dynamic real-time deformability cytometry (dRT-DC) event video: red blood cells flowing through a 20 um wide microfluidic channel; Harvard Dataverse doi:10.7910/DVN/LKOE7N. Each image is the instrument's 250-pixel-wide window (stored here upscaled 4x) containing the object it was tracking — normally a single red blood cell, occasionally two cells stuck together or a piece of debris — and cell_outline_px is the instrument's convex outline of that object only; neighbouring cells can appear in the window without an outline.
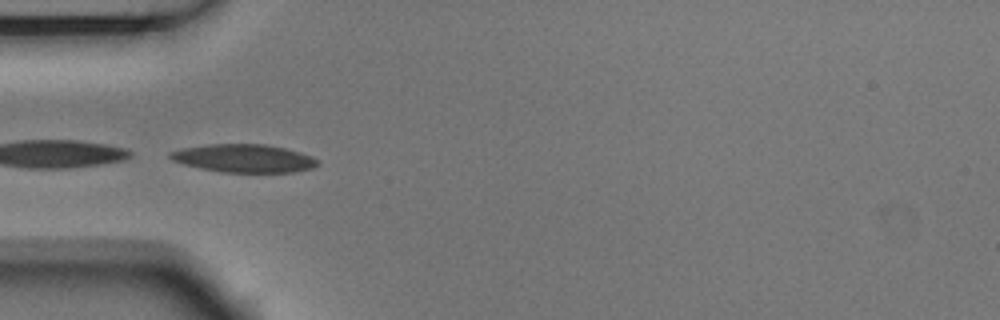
{"species": "Egyptian fruit bat (a non-hibernating species)", "species_latin": "Rousettus aegyptiacus", "temperature_condition": "room temperature", "stored_images_in_passage": 9, "camera_frame_rate_fps": 3000, "um_per_image_px": 0.085, "animal": {"sex": "male"}, "frame": {"image": 1, "passage_image": 4, "time_ms": 1.0, "image_size_px": [1000, 320], "cell_outline_px": [[320, 164], [312, 168], [292, 172], [220, 172], [200, 168], [184, 164], [172, 160], [168, 156], [168, 152], [180, 148], [208, 144], [264, 144], [284, 148], [300, 152], [312, 156], [320, 160]], "centroid_in_image_um": [20.72, 13.45], "position_along_channel_um": 64.3, "area_um2": 24.28}}
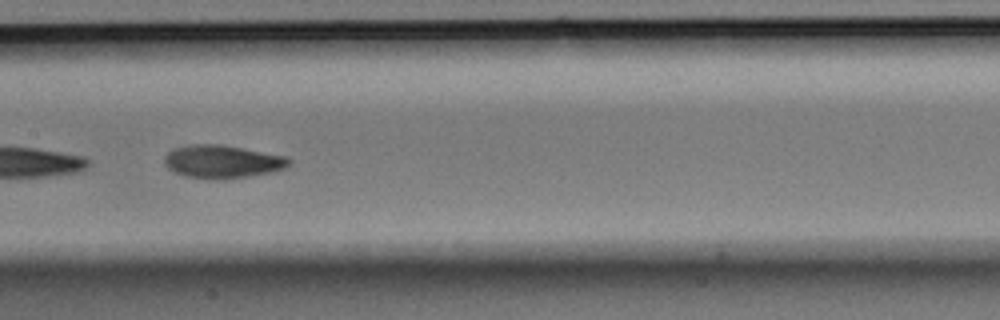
{"frame": {"image": 2, "passage_image": 7, "time_ms": 2.0, "image_size_px": [1000, 320], "cell_outline_px": [[292, 160], [288, 168], [272, 172], [224, 180], [216, 180], [184, 176], [172, 172], [164, 164], [164, 156], [172, 148], [192, 144], [220, 144], [244, 148], [288, 156]], "centroid_in_image_um": [18.91, 13.74], "position_along_channel_um": 188.5, "area_um2": 24.57}}
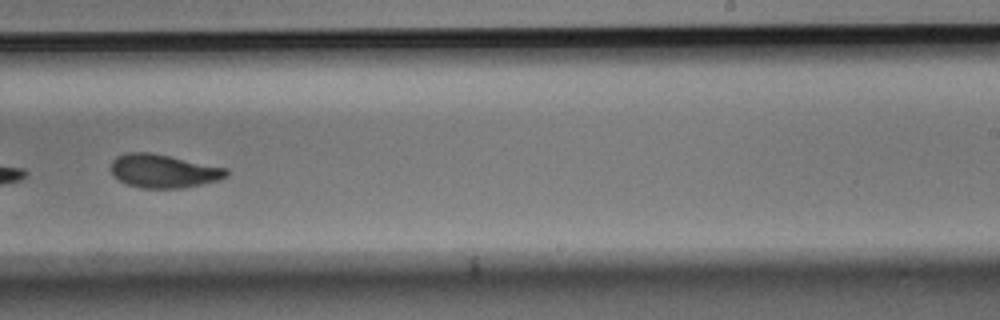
{"frame": {"image": 3, "passage_image": 9, "time_ms": 2.667, "image_size_px": [1000, 320], "cell_outline_px": [[228, 176], [220, 180], [184, 188], [140, 188], [128, 184], [112, 176], [112, 160], [116, 156], [124, 152], [148, 152], [228, 168]], "centroid_in_image_um": [13.9, 14.54], "position_along_channel_um": 275.1, "area_um2": 22.54}}